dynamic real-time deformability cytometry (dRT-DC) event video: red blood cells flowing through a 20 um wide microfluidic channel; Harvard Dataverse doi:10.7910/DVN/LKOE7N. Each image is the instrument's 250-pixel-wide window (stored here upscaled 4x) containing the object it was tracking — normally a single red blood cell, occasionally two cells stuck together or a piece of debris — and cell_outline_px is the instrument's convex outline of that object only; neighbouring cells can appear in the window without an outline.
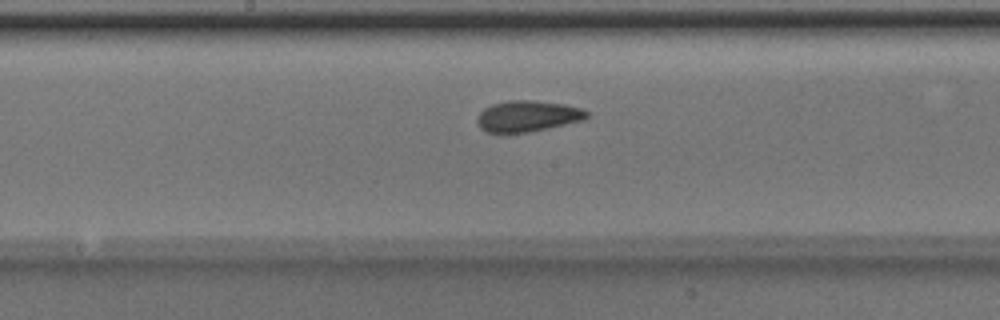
{"species": "Egyptian fruit bat (a non-hibernating species)", "species_latin": "Rousettus aegyptiacus", "temperature_condition": "room temperature", "stored_images_in_passage": 46, "camera_frame_rate_fps": 3000, "um_per_image_px": 0.085, "animal": {"sex": "male"}, "frame": {"image": 1, "passage_image": 22, "time_ms": 7.0, "image_size_px": [1000, 320], "cell_outline_px": [[588, 116], [584, 120], [548, 128], [528, 132], [488, 132], [480, 128], [476, 120], [476, 116], [484, 108], [492, 104], [508, 100], [528, 100], [564, 104], [584, 108], [588, 112]], "centroid_in_image_um": [44.85, 9.86], "position_along_channel_um": 203.4, "area_um2": 19.83}}
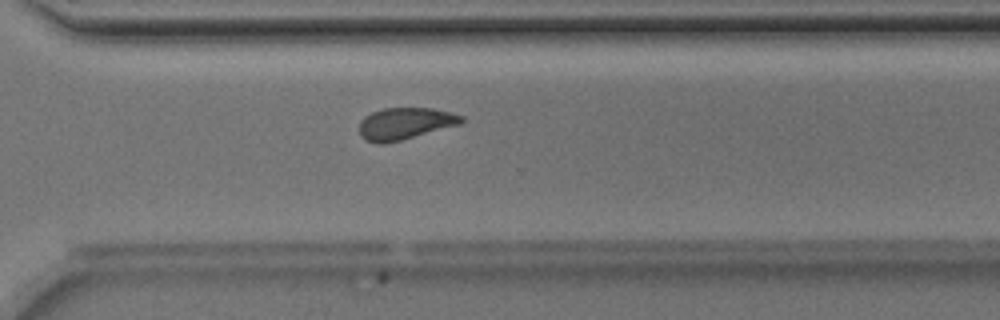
{"frame": {"image": 2, "passage_image": 32, "time_ms": 10.333, "image_size_px": [1000, 320], "cell_outline_px": [[464, 120], [460, 124], [400, 140], [384, 144], [376, 144], [364, 140], [360, 136], [360, 120], [364, 116], [372, 112], [384, 108], [432, 108], [452, 112], [464, 116]], "centroid_in_image_um": [34.41, 10.5], "position_along_channel_um": 336.2, "area_um2": 19.02}}
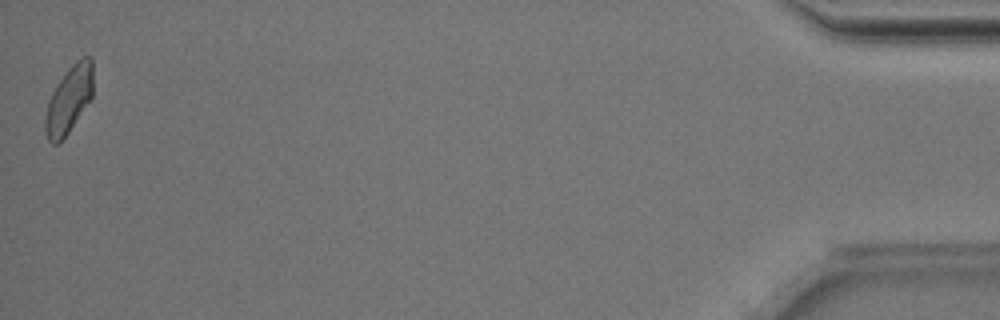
{"frame": {"image": 3, "passage_image": 46, "time_ms": 15.0, "image_size_px": [1000, 320], "cell_outline_px": [[92, 96], [68, 132], [56, 144], [52, 144], [48, 140], [44, 132], [44, 120], [48, 104], [52, 92], [56, 84], [68, 68], [76, 60], [84, 56], [92, 56]], "centroid_in_image_um": [5.84, 8.44], "position_along_channel_um": 429.4, "area_um2": 18.44}, "authors_computed_cell_mechanics": {"area_um2": 19.6231, "velocity_mm_per_s": 3.9953, "shape_relaxation_time_tau1_ms": 4.346, "shape_relaxation_time_tau2_ms": 1.7919, "deformation_change_tau1": 0.0935, "deformation_change_tau2": 0.071}}